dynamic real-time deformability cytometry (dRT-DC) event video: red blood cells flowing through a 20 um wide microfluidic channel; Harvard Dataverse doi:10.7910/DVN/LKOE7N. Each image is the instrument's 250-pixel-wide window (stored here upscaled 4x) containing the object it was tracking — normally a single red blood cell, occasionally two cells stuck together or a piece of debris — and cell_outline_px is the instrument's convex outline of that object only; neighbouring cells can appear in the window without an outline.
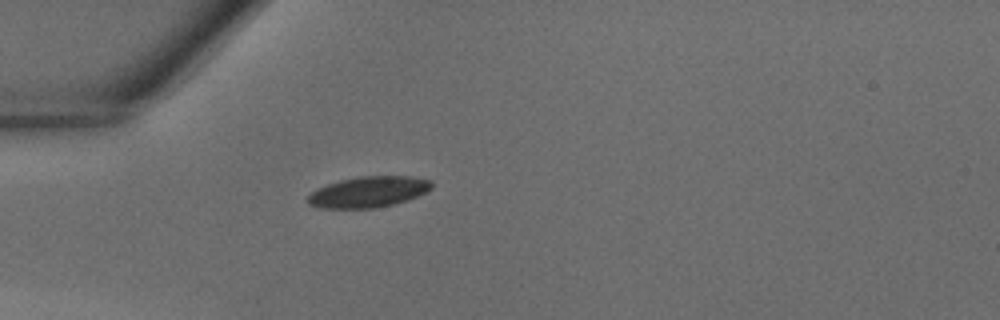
{"species": "common noctule bat (a hibernating species)", "species_latin": "Nyctalus noctula", "temperature_condition": "warm", "stored_images_in_passage": 30, "camera_frame_rate_fps": 3000, "um_per_image_px": 0.085, "animal": {"sex": "male", "body_mass_g": 18.8}, "frame": {"image": 1, "passage_image": 1, "time_ms": 0.0, "image_size_px": [1000, 320], "cell_outline_px": [[432, 188], [416, 196], [392, 204], [376, 208], [320, 208], [308, 204], [308, 196], [316, 188], [340, 180], [360, 176], [412, 176], [432, 180]], "centroid_in_image_um": [31.3, 16.3], "position_along_channel_um": 53.7, "area_um2": 22.14}}
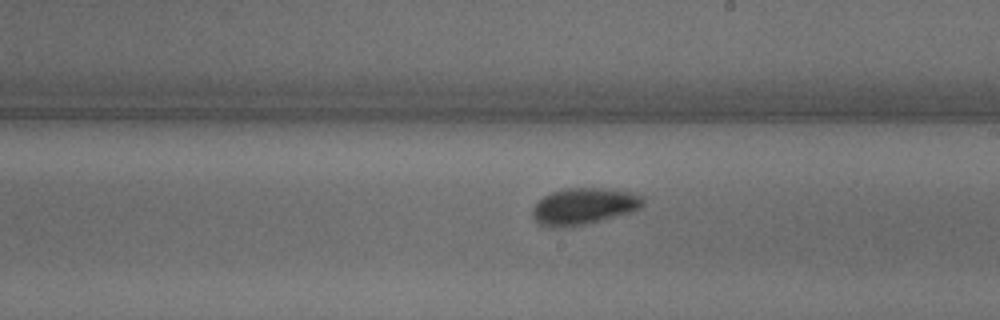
{"frame": {"image": 2, "passage_image": 13, "time_ms": 4.0, "image_size_px": [1000, 320], "cell_outline_px": [[644, 204], [640, 208], [632, 212], [584, 224], [556, 228], [552, 228], [540, 224], [532, 216], [532, 208], [544, 196], [552, 192], [564, 188], [600, 188], [632, 192], [644, 196]], "centroid_in_image_um": [49.64, 17.52], "position_along_channel_um": 239.4, "area_um2": 23.47}}
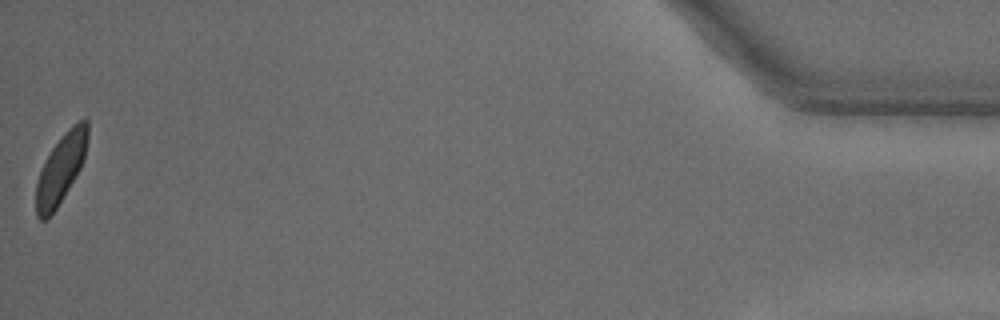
{"frame": {"image": 3, "passage_image": 30, "time_ms": 9.667, "image_size_px": [1000, 320], "cell_outline_px": [[88, 140], [84, 160], [80, 168], [56, 208], [48, 220], [40, 220], [36, 216], [36, 184], [44, 160], [52, 148], [68, 128], [72, 124], [80, 120], [88, 120]], "centroid_in_image_um": [5.17, 14.33], "position_along_channel_um": 430.0, "area_um2": 20.63}}